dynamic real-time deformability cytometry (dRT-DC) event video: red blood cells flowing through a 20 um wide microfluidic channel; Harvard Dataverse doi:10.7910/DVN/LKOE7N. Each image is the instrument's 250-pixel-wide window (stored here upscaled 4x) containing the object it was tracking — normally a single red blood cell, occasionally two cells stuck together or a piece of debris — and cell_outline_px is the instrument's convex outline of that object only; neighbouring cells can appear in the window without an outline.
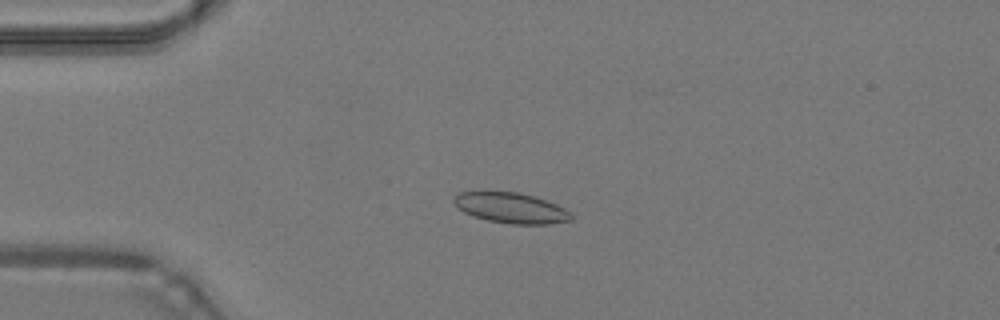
{"species": "common noctule bat (a hibernating species)", "species_latin": "Nyctalus noctula", "temperature_condition": "warm", "stored_images_in_passage": 49, "camera_frame_rate_fps": 3000, "um_per_image_px": 0.085, "animal": {"sex": "male", "body_mass_g": 19.2, "forearm_length_mm": 51.8}, "frame": {"image": 1, "passage_image": 12, "time_ms": 3.667, "image_size_px": [1000, 320], "cell_outline_px": [[572, 220], [548, 224], [512, 224], [488, 220], [472, 216], [464, 212], [452, 200], [460, 192], [480, 188], [484, 188], [520, 192], [556, 204], [572, 212]], "centroid_in_image_um": [43.38, 17.62], "position_along_channel_um": 41.6, "area_um2": 21.5}}
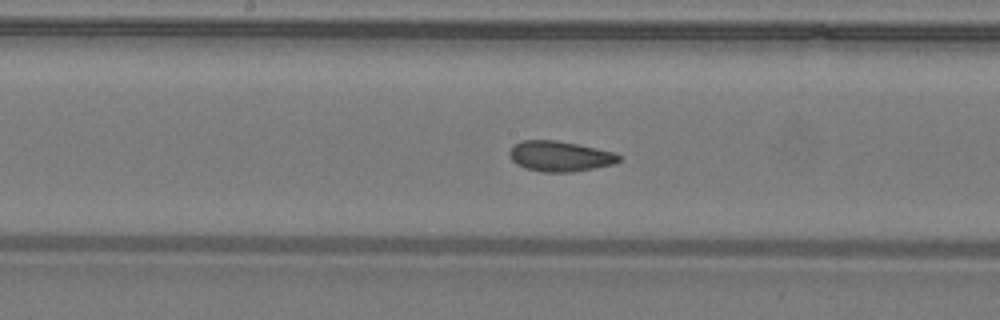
{"frame": {"image": 2, "passage_image": 25, "time_ms": 8.0, "image_size_px": [1000, 320], "cell_outline_px": [[620, 160], [616, 164], [572, 172], [544, 172], [524, 168], [516, 164], [508, 156], [508, 152], [512, 144], [520, 140], [556, 140], [616, 152], [620, 156]], "centroid_in_image_um": [47.56, 13.28], "position_along_channel_um": 200.6, "area_um2": 19.65}}
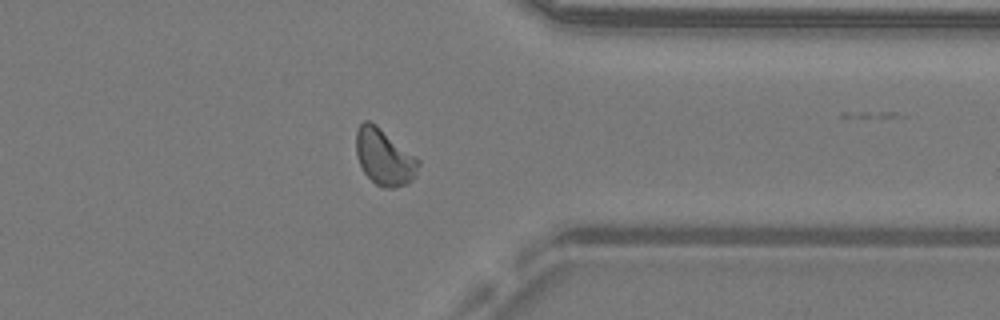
{"frame": {"image": 3, "passage_image": 38, "time_ms": 12.333, "image_size_px": [1000, 320], "cell_outline_px": [[420, 164], [416, 176], [408, 184], [392, 188], [384, 188], [376, 184], [364, 172], [356, 156], [356, 132], [360, 124], [364, 120], [368, 120], [376, 124], [420, 160]], "centroid_in_image_um": [32.67, 13.36], "position_along_channel_um": 378.7, "area_um2": 20.46}, "authors_computed_cell_mechanics": {"area_um2": 19.7676, "velocity_mm_per_s": 4.28, "shape_relaxation_time_tau1_ms": 6.3169, "shape_relaxation_time_tau2_ms": 1.0404, "deformation_change_tau1": 0.1134, "deformation_change_tau2": 0.0353}}